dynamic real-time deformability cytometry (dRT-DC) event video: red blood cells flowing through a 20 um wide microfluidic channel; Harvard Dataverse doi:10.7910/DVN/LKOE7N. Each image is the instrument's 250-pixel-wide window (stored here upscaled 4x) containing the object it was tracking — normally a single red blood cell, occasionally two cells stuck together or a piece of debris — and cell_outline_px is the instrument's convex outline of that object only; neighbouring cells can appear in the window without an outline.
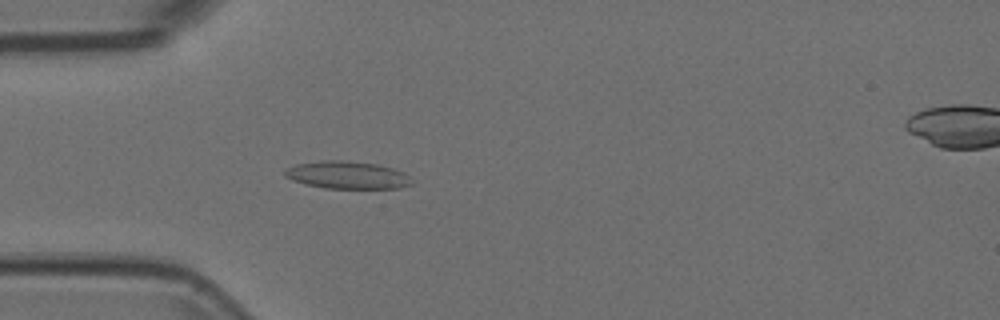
{"species": "Egyptian fruit bat (a non-hibernating species)", "species_latin": "Rousettus aegyptiacus", "temperature_condition": "room temperature", "stored_images_in_passage": 50, "camera_frame_rate_fps": 3000, "um_per_image_px": 0.085, "animal": {"sex": "female"}, "frame": {"image": 1, "passage_image": 14, "time_ms": 4.333, "image_size_px": [1000, 320], "cell_outline_px": [[412, 184], [400, 188], [324, 188], [304, 184], [292, 180], [284, 176], [284, 168], [296, 164], [320, 160], [348, 160], [376, 164], [392, 168], [404, 172], [412, 180]], "centroid_in_image_um": [29.48, 14.87], "position_along_channel_um": 55.5, "area_um2": 20.58}}
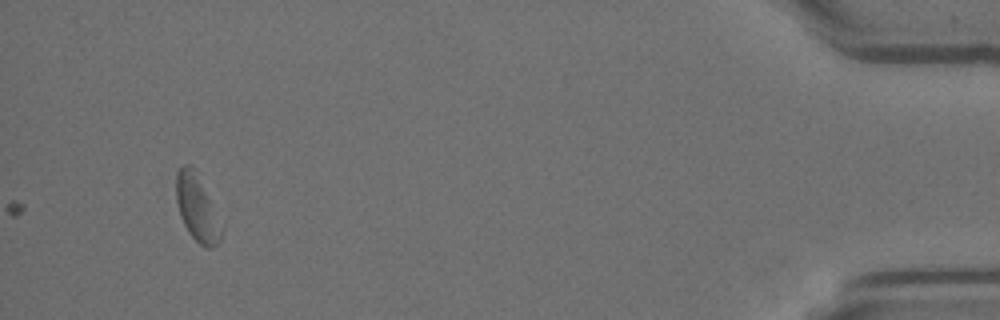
{"frame": {"image": 2, "passage_image": 50, "time_ms": 16.333, "image_size_px": [1000, 320], "cell_outline_px": [[224, 228], [220, 240], [212, 248], [208, 248], [200, 244], [188, 232], [180, 216], [176, 200], [176, 172], [184, 164], [192, 164], [196, 168]], "centroid_in_image_um": [16.76, 17.64], "position_along_channel_um": 418.4, "area_um2": 17.8}}